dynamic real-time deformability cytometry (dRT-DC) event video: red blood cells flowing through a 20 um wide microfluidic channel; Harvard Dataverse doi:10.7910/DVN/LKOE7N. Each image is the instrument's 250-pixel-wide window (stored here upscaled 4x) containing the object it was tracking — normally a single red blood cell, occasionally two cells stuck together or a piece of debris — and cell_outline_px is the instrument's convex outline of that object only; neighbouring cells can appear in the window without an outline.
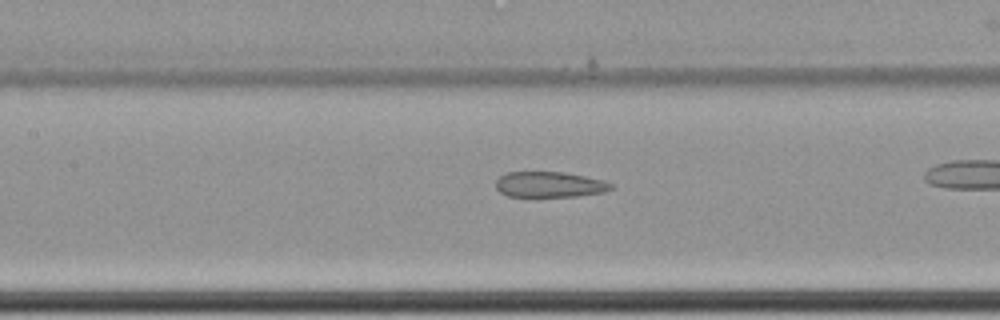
{"species": "common noctule bat (a hibernating species)", "species_latin": "Nyctalus noctula", "temperature_condition": "cold", "stored_images_in_passage": 28, "camera_frame_rate_fps": 3000, "um_per_image_px": 0.085, "animal": {"sex": "female", "body_mass_g": 22.7, "forearm_length_mm": 54.2}, "frame": {"image": 1, "passage_image": 9, "time_ms": 2.667, "image_size_px": [1000, 320], "cell_outline_px": [[612, 188], [604, 192], [576, 196], [508, 196], [500, 192], [496, 188], [496, 180], [500, 176], [508, 172], [564, 172], [604, 180], [612, 184]], "centroid_in_image_um": [46.7, 15.68], "position_along_channel_um": 160.7, "area_um2": 17.05}}
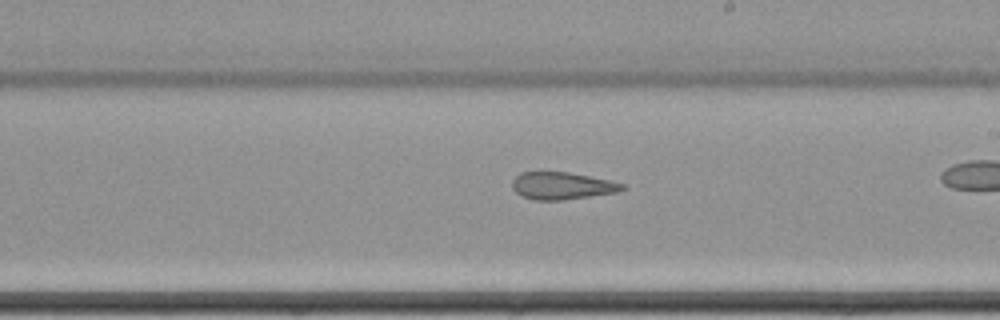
{"frame": {"image": 2, "passage_image": 16, "time_ms": 5.0, "image_size_px": [1000, 320], "cell_outline_px": [[628, 188], [616, 192], [564, 200], [532, 200], [520, 196], [512, 188], [512, 180], [520, 172], [568, 172], [608, 180], [624, 184]], "centroid_in_image_um": [47.73, 15.8], "position_along_channel_um": 241.3, "area_um2": 17.51}}
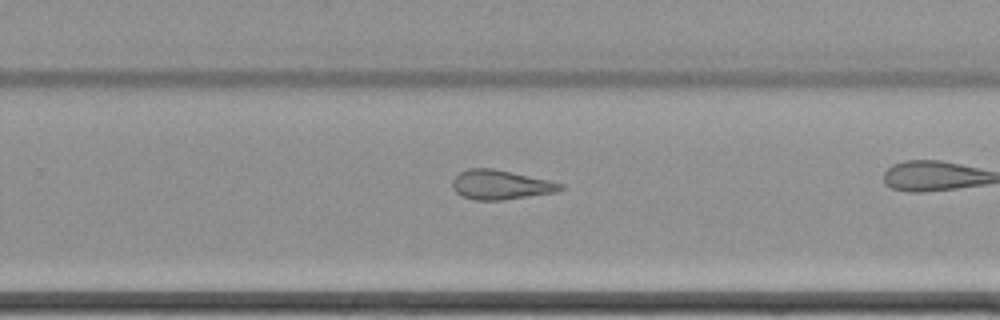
{"frame": {"image": 3, "passage_image": 20, "time_ms": 6.333, "image_size_px": [1000, 320], "cell_outline_px": [[564, 188], [556, 192], [504, 200], [476, 200], [464, 196], [456, 192], [452, 188], [452, 180], [460, 172], [468, 168], [492, 168], [548, 180], [564, 184]], "centroid_in_image_um": [42.54, 15.71], "position_along_channel_um": 287.3, "area_um2": 18.38}}